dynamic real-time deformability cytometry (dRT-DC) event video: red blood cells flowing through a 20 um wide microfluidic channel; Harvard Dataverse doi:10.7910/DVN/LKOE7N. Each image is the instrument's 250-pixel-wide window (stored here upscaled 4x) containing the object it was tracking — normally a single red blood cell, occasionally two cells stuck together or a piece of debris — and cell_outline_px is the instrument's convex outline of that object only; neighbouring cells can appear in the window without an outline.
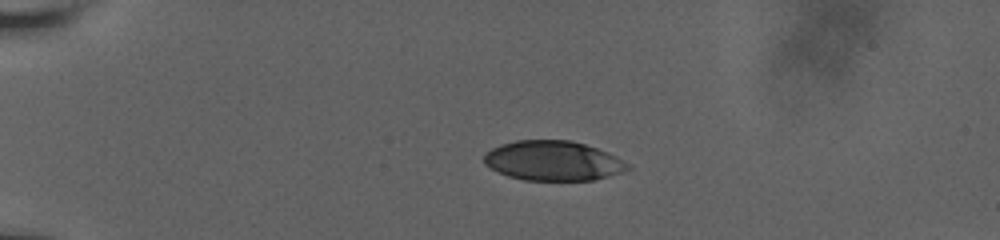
{"species": "human", "species_latin": "Homo sapiens", "temperature_condition": "room temperature", "stored_images_in_passage": 44, "camera_frame_rate_fps": 3000, "um_per_image_px": 0.085, "donor": {"sex": "male"}, "frame": {"image": 1, "passage_image": 1, "time_ms": 0.0, "image_size_px": [1000, 240], "cell_outline_px": [[632, 168], [596, 180], [524, 180], [508, 176], [484, 164], [484, 156], [492, 148], [500, 144], [516, 140], [572, 140], [608, 152], [628, 164]], "centroid_in_image_um": [47.01, 13.66], "position_along_channel_um": 38.0, "area_um2": 33.06}}
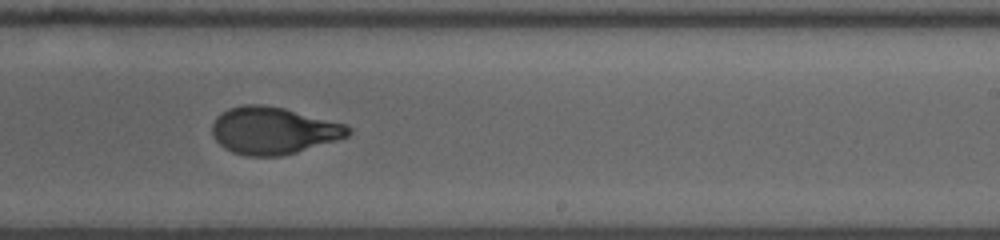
{"frame": {"image": 2, "passage_image": 24, "time_ms": 7.667, "image_size_px": [1000, 240], "cell_outline_px": [[352, 132], [348, 136], [336, 140], [296, 152], [280, 156], [248, 156], [232, 152], [224, 148], [212, 136], [212, 124], [216, 116], [228, 108], [244, 104], [260, 104], [284, 108], [344, 124], [352, 128]], "centroid_in_image_um": [23.2, 11.09], "position_along_channel_um": 265.8, "area_um2": 37.28}}
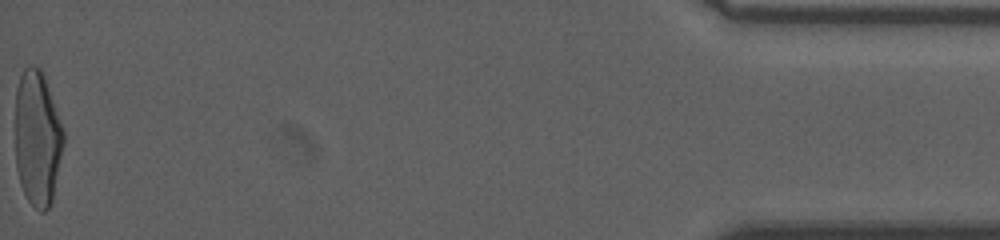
{"frame": {"image": 3, "passage_image": 44, "time_ms": 14.333, "image_size_px": [1000, 240], "cell_outline_px": [[64, 144], [52, 200], [48, 208], [44, 212], [40, 212], [28, 200], [20, 184], [16, 168], [16, 88], [20, 76], [24, 68], [28, 64], [32, 64], [40, 68], [44, 76], [64, 132]], "centroid_in_image_um": [3.17, 11.75], "position_along_channel_um": 432.0, "area_um2": 37.92}, "authors_computed_cell_mechanics": {"area_um2": 37.4833, "velocity_mm_per_s": 3.8068, "shape_relaxation_time_tau1_ms": 5.4845, "shape_relaxation_time_tau2_ms": 0.8929, "deformation_change_tau1": 0.2127, "deformation_change_tau2": 0.0621}}